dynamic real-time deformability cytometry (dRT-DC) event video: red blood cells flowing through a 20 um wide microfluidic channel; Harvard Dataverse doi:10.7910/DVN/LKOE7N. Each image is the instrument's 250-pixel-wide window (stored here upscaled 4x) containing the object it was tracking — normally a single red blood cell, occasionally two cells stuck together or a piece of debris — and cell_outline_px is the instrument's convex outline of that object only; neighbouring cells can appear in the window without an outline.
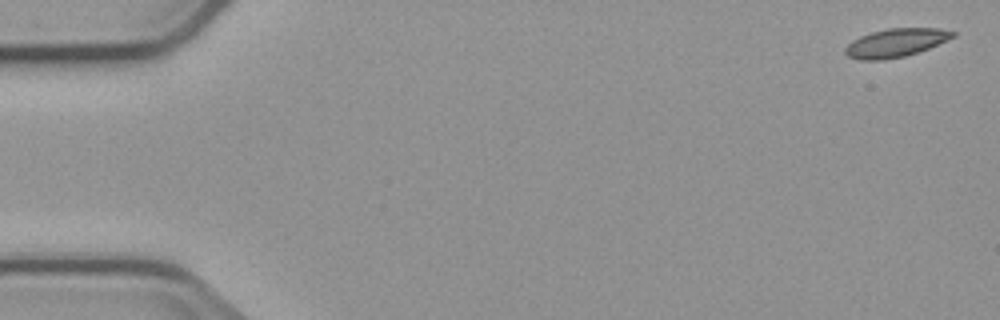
{"species": "common noctule bat (a hibernating species)", "species_latin": "Nyctalus noctula", "temperature_condition": "cold", "stored_images_in_passage": 6, "camera_frame_rate_fps": 3000, "um_per_image_px": 0.085, "animal": {"sex": "male", "body_mass_g": 23.1, "forearm_length_mm": 52.7}, "frame": {"image": 1, "passage_image": 1, "time_ms": 0.0, "image_size_px": [1000, 320], "cell_outline_px": [[956, 36], [928, 48], [904, 56], [880, 60], [860, 60], [848, 56], [844, 52], [844, 48], [852, 40], [860, 36], [872, 32], [888, 28], [940, 28], [956, 32]], "centroid_in_image_um": [76.12, 3.63], "position_along_channel_um": 8.9, "area_um2": 17.69}}
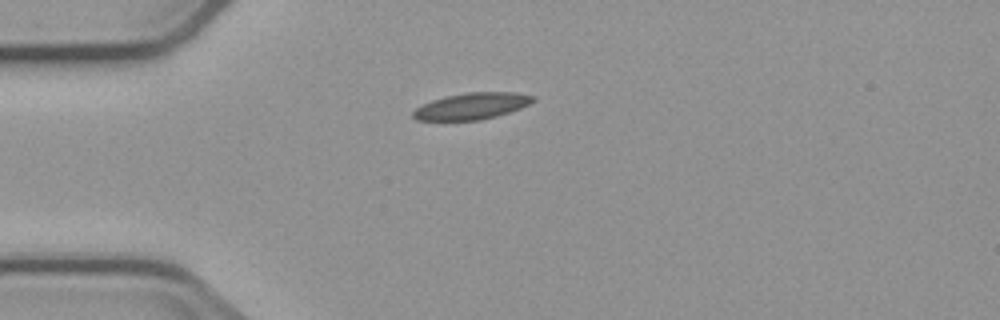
{"frame": {"image": 2, "passage_image": 4, "time_ms": 4.333, "image_size_px": [1000, 320], "cell_outline_px": [[536, 100], [520, 108], [496, 116], [480, 120], [416, 120], [412, 116], [412, 112], [416, 108], [432, 100], [444, 96], [464, 92], [516, 92], [536, 96]], "centroid_in_image_um": [40.11, 9.0], "position_along_channel_um": 44.9, "area_um2": 18.55}}
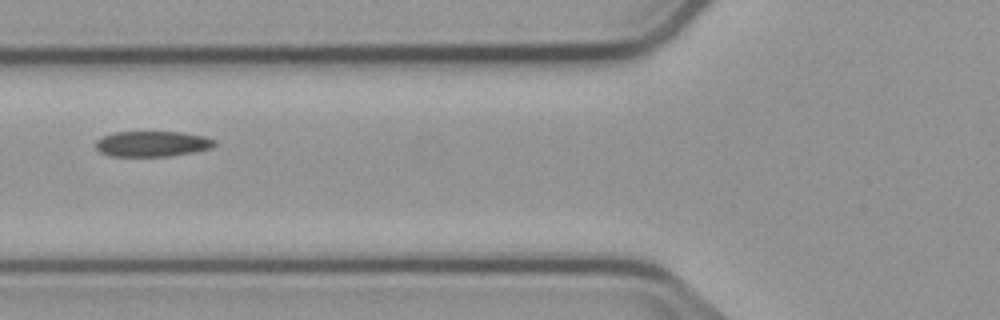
{"frame": {"image": 3, "passage_image": 6, "time_ms": 6.667, "image_size_px": [1000, 320], "cell_outline_px": [[216, 144], [212, 148], [192, 152], [168, 156], [112, 156], [100, 152], [96, 148], [96, 140], [104, 136], [116, 132], [184, 132], [204, 136], [216, 140]], "centroid_in_image_um": [12.97, 12.22], "position_along_channel_um": 112.8, "area_um2": 17.63}}